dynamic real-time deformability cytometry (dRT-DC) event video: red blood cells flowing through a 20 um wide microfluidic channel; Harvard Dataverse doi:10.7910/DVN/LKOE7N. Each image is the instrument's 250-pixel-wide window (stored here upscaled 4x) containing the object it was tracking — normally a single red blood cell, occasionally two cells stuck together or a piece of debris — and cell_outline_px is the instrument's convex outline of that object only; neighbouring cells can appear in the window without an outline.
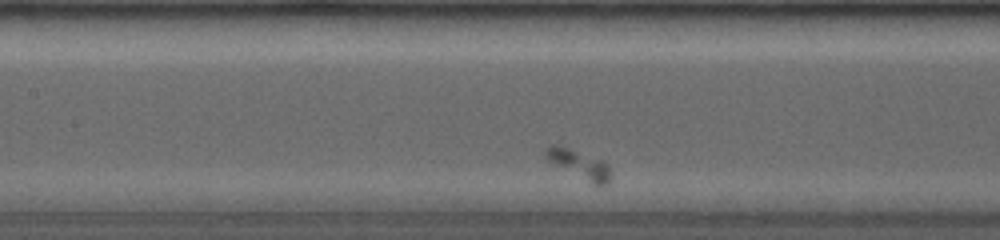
{"species": "common noctule bat (a hibernating species)", "species_latin": "Nyctalus noctula", "temperature_condition": "room temperature", "stored_images_in_passage": 35, "camera_frame_rate_fps": 4000, "um_per_image_px": 0.085, "animal": {"sex": "female", "body_mass_g": 19.0, "forearm_length_mm": 53.3}, "frame": {"image": 1, "passage_image": 7, "time_ms": 2.5, "image_size_px": [1000, 240], "cell_outline_px": [[612, 180], [608, 184], [592, 184], [552, 164], [544, 156], [544, 148], [552, 144], [556, 144], [568, 148], [600, 160], [608, 164], [612, 176]], "centroid_in_image_um": [49.21, 13.98], "position_along_channel_um": 158.2, "area_um2": 10.92}}
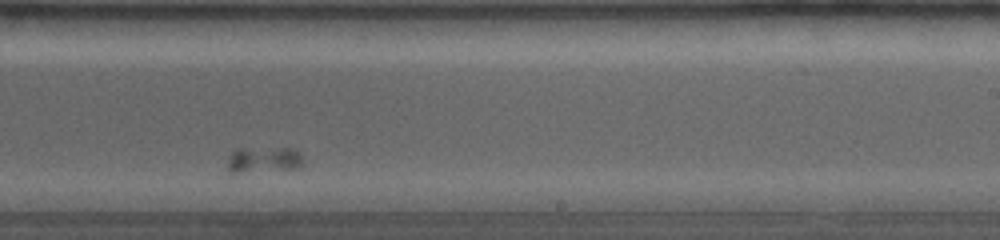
{"frame": {"image": 2, "passage_image": 19, "time_ms": 5.5, "image_size_px": [1000, 240], "cell_outline_px": [[304, 164], [300, 168], [240, 172], [228, 172], [228, 156], [236, 148], [292, 148], [300, 156]], "centroid_in_image_um": [22.38, 13.57], "position_along_channel_um": 266.6, "area_um2": 11.33}}
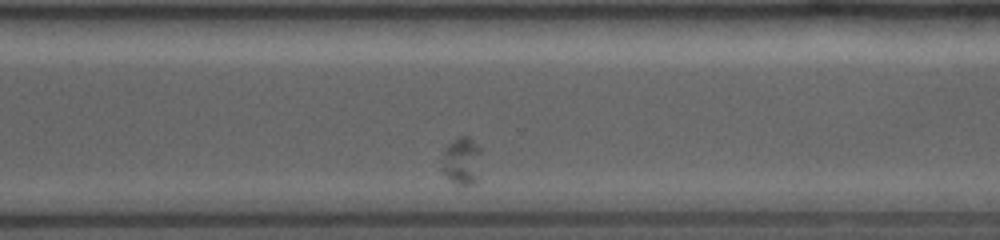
{"frame": {"image": 3, "passage_image": 27, "time_ms": 7.25, "image_size_px": [1000, 240], "cell_outline_px": [[480, 148], [476, 180], [472, 184], [456, 184], [448, 180], [440, 168], [444, 148], [452, 140], [460, 136], [468, 136]], "centroid_in_image_um": [39.17, 13.67], "position_along_channel_um": 331.4, "area_um2": 10.81}}